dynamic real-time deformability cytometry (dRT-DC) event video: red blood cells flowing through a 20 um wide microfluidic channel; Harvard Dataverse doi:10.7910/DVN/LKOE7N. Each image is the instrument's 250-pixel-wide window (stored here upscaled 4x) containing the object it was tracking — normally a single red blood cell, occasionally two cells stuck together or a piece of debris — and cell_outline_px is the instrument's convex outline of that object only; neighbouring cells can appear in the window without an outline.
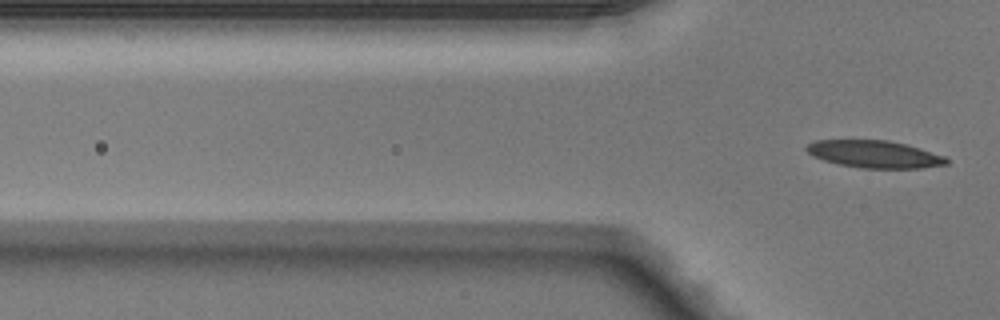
{"species": "Egyptian fruit bat (a non-hibernating species)", "species_latin": "Rousettus aegyptiacus", "temperature_condition": "warm", "stored_images_in_passage": 13, "camera_frame_rate_fps": 3000, "um_per_image_px": 0.085, "animal": {"sex": "male"}, "frame": {"image": 1, "passage_image": 13, "time_ms": 4.0, "image_size_px": [1000, 320], "cell_outline_px": [[948, 164], [924, 168], [860, 168], [840, 164], [824, 160], [808, 152], [804, 148], [808, 144], [816, 140], [888, 140], [920, 148], [944, 156], [948, 160]], "centroid_in_image_um": [74.35, 13.1], "position_along_channel_um": 51.4, "area_um2": 22.08}}